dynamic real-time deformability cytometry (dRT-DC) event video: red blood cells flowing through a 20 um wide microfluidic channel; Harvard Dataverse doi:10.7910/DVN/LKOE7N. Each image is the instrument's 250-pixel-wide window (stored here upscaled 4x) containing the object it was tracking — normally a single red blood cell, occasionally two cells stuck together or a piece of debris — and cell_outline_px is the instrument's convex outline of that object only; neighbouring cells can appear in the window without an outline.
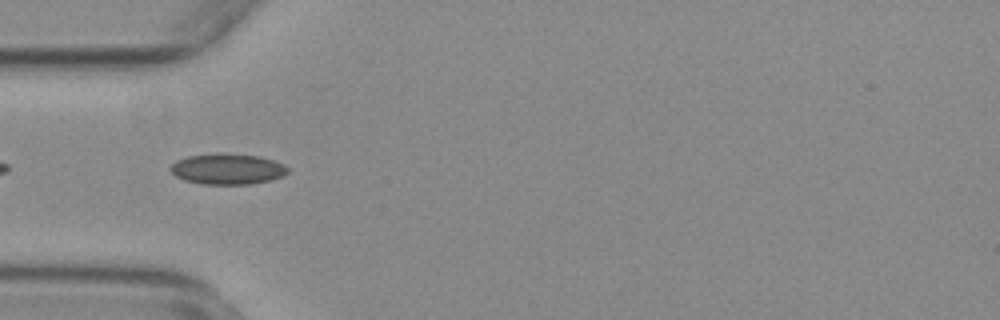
{"species": "common noctule bat (a hibernating species)", "species_latin": "Nyctalus noctula", "temperature_condition": "warm", "stored_images_in_passage": 40, "camera_frame_rate_fps": 3000, "um_per_image_px": 0.085, "animal": {"sex": "female", "body_mass_g": 29.2, "forearm_length_mm": 56.3}, "frame": {"image": 1, "passage_image": 2, "time_ms": 0.333, "image_size_px": [1000, 320], "cell_outline_px": [[288, 172], [272, 180], [252, 184], [200, 184], [184, 180], [176, 176], [168, 168], [176, 160], [188, 156], [260, 156], [284, 164], [288, 168]], "centroid_in_image_um": [19.33, 14.42], "position_along_channel_um": 65.7, "area_um2": 20.17}}
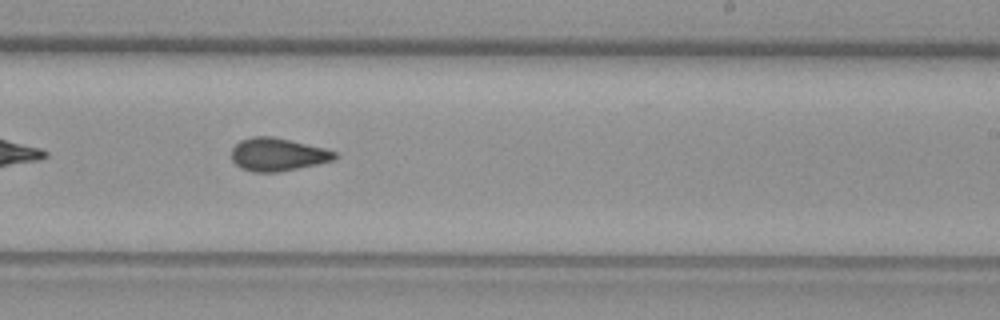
{"frame": {"image": 2, "passage_image": 18, "time_ms": 5.667, "image_size_px": [1000, 320], "cell_outline_px": [[340, 156], [332, 160], [316, 164], [280, 172], [252, 172], [240, 168], [232, 160], [232, 148], [240, 140], [252, 136], [272, 136], [324, 148], [336, 152]], "centroid_in_image_um": [23.58, 13.13], "position_along_channel_um": 265.4, "area_um2": 19.83}}
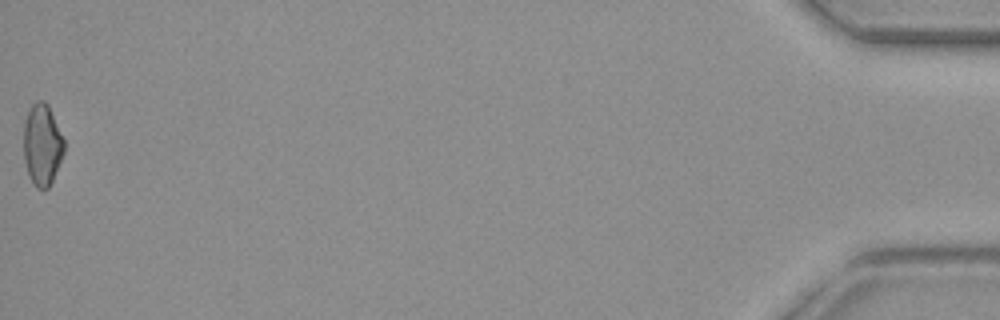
{"frame": {"image": 3, "passage_image": 40, "time_ms": 13.0, "image_size_px": [1000, 320], "cell_outline_px": [[64, 152], [52, 180], [48, 188], [36, 188], [28, 176], [24, 160], [24, 124], [28, 112], [32, 104], [36, 100], [44, 100], [48, 104], [64, 140]], "centroid_in_image_um": [3.57, 12.29], "position_along_channel_um": 431.6, "area_um2": 19.07}, "authors_computed_cell_mechanics": {"area_um2": 19.3919, "velocity_mm_per_s": 3.7419, "shape_relaxation_time_tau1_ms": null, "shape_relaxation_time_tau2_ms": 2.6913, "deformation_change_tau1": null, "deformation_change_tau2": 0.0784}}